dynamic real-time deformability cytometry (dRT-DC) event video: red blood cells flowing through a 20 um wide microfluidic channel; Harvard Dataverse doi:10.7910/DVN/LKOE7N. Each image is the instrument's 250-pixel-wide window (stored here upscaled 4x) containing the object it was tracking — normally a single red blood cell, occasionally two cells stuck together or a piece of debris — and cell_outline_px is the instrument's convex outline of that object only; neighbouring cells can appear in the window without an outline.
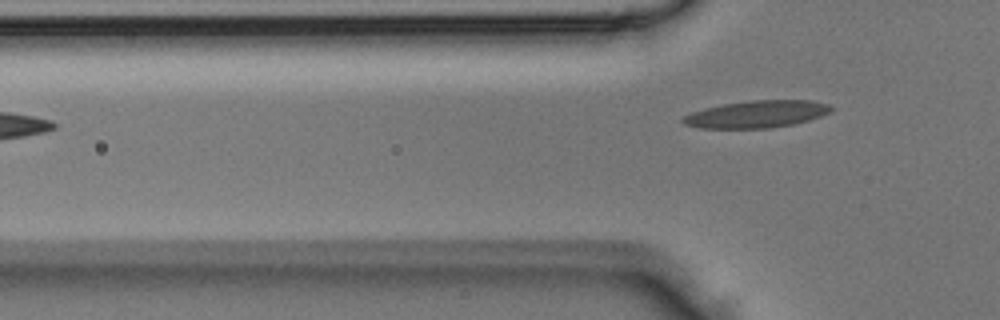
{"species": "Egyptian fruit bat (a non-hibernating species)", "species_latin": "Rousettus aegyptiacus", "temperature_condition": "room temperature", "stored_images_in_passage": 3, "camera_frame_rate_fps": 3000, "um_per_image_px": 0.085, "animal": {"sex": "male"}, "frame": {"image": 1, "passage_image": 3, "time_ms": 0.667, "image_size_px": [1000, 320], "cell_outline_px": [[836, 108], [832, 112], [808, 120], [792, 124], [772, 128], [700, 128], [684, 124], [680, 120], [684, 116], [692, 112], [704, 108], [724, 104], [752, 100], [808, 100], [828, 104]], "centroid_in_image_um": [64.34, 9.7], "position_along_channel_um": 61.5, "area_um2": 23.47}}